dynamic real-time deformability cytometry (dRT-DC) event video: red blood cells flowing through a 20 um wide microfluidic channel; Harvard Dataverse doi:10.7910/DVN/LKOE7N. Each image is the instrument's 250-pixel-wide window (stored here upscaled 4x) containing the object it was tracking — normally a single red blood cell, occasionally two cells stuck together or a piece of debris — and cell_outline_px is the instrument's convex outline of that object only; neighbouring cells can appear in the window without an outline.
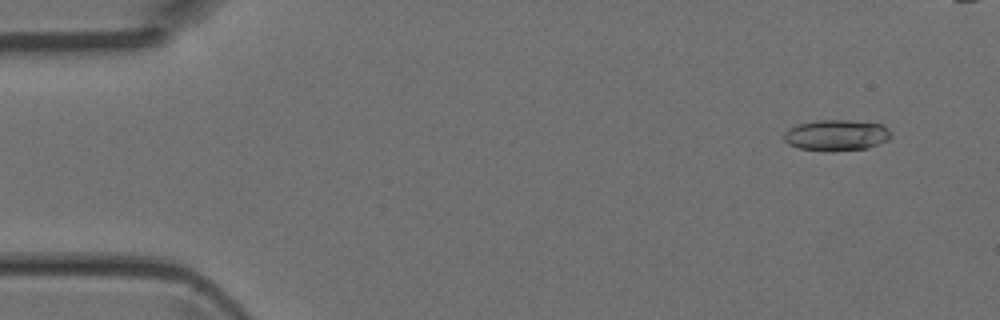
{"species": "Egyptian fruit bat (a non-hibernating species)", "species_latin": "Rousettus aegyptiacus", "temperature_condition": "room temperature", "stored_images_in_passage": 4, "camera_frame_rate_fps": 3000, "um_per_image_px": 0.085, "animal": {"sex": "female"}, "frame": {"image": 1, "passage_image": 2, "time_ms": 0.333, "image_size_px": [1000, 320], "cell_outline_px": [[892, 136], [888, 140], [868, 148], [800, 148], [788, 144], [784, 140], [784, 132], [788, 128], [800, 124], [816, 120], [848, 120], [880, 124], [888, 128], [892, 132]], "centroid_in_image_um": [71.12, 11.44], "position_along_channel_um": 13.9, "area_um2": 18.5}}